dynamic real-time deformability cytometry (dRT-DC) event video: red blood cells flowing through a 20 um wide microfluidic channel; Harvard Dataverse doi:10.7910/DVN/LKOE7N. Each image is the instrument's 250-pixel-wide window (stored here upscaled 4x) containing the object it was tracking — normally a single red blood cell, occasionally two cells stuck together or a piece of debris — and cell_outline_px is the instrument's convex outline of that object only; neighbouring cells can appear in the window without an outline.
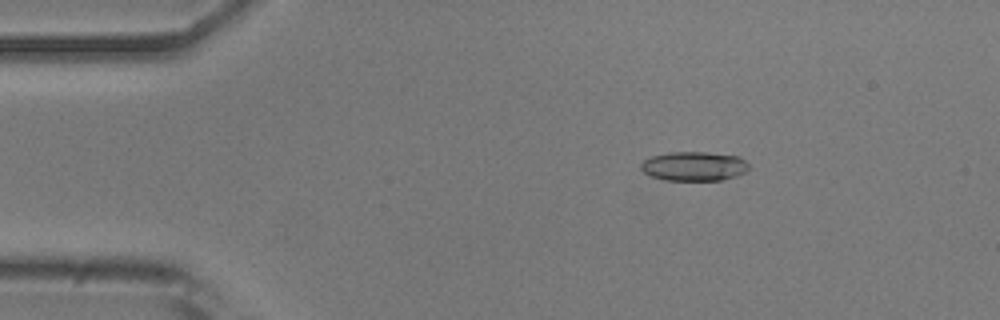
{"species": "common noctule bat (a hibernating species)", "species_latin": "Nyctalus noctula", "temperature_condition": "room temperature", "stored_images_in_passage": 51, "camera_frame_rate_fps": 3000, "um_per_image_px": 0.085, "animal": {"sex": "male", "body_mass_g": 20.5, "forearm_length_mm": 52.5}, "frame": {"image": 1, "passage_image": 8, "time_ms": 2.333, "image_size_px": [1000, 320], "cell_outline_px": [[748, 168], [744, 172], [736, 176], [720, 180], [664, 180], [652, 176], [644, 172], [640, 168], [640, 164], [644, 160], [652, 156], [668, 152], [704, 152], [740, 156], [748, 164]], "centroid_in_image_um": [58.97, 14.12], "position_along_channel_um": 26.0, "area_um2": 18.32}}
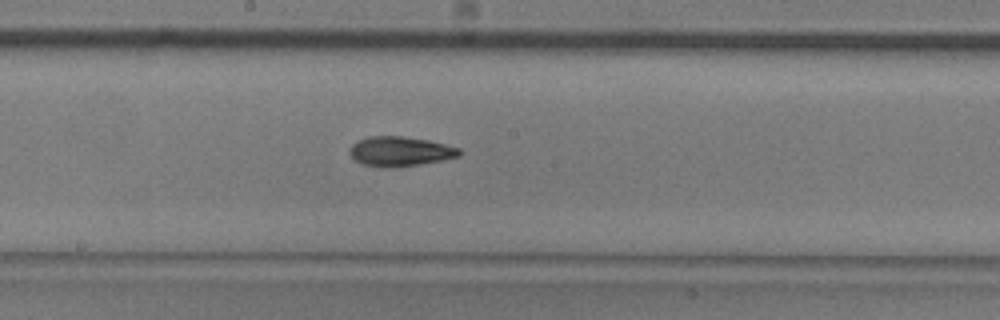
{"frame": {"image": 2, "passage_image": 27, "time_ms": 8.667, "image_size_px": [1000, 320], "cell_outline_px": [[460, 156], [420, 164], [392, 168], [384, 168], [360, 164], [348, 152], [352, 144], [368, 136], [404, 136], [428, 140], [460, 148]], "centroid_in_image_um": [33.98, 12.87], "position_along_channel_um": 214.2, "area_um2": 18.96}}
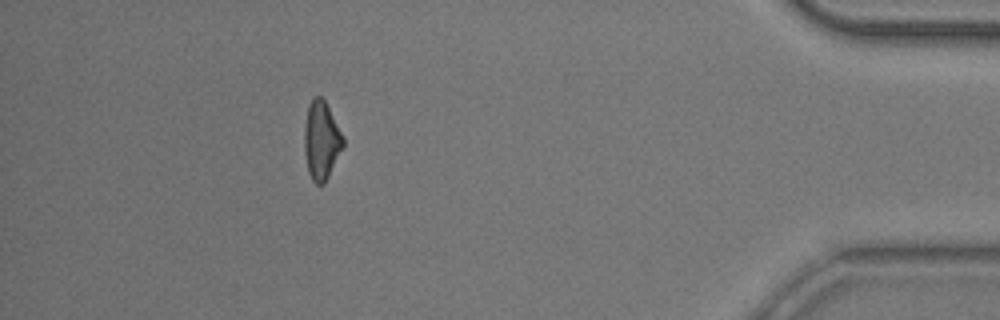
{"frame": {"image": 3, "passage_image": 46, "time_ms": 15.0, "image_size_px": [1000, 320], "cell_outline_px": [[344, 148], [324, 184], [316, 184], [312, 180], [308, 172], [304, 152], [304, 128], [308, 104], [316, 96], [320, 96], [324, 100], [344, 136]], "centroid_in_image_um": [27.32, 11.96], "position_along_channel_um": 407.9, "area_um2": 17.86}, "authors_computed_cell_mechanics": {"area_um2": 18.207, "velocity_mm_per_s": 3.9039, "shape_relaxation_time_tau1_ms": 4.3629, "shape_relaxation_time_tau2_ms": 5.3081, "deformation_change_tau1": 0.1406, "deformation_change_tau2": 0.1531}}